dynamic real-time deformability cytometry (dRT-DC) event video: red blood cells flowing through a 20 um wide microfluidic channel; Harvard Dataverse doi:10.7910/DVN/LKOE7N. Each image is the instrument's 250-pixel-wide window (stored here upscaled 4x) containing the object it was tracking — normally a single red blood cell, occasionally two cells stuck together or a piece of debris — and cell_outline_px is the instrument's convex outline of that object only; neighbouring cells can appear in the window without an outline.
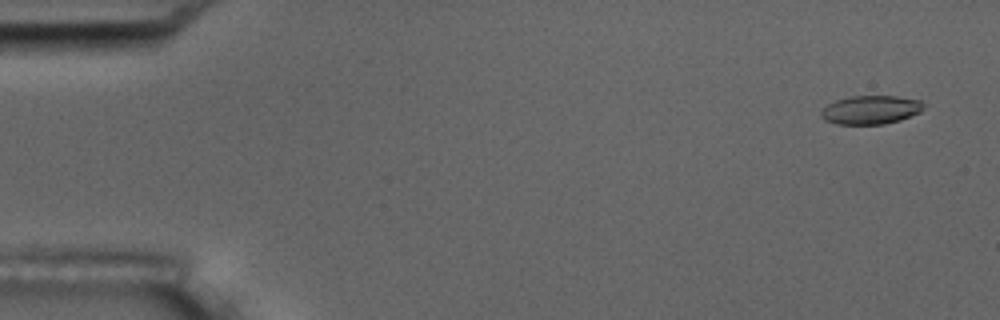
{"species": "common noctule bat (a hibernating species)", "species_latin": "Nyctalus noctula", "temperature_condition": "room temperature", "stored_images_in_passage": 5, "camera_frame_rate_fps": 3000, "um_per_image_px": 0.085, "animal": {"sex": "male", "body_mass_g": 17.5, "forearm_length_mm": 52.3}, "frame": {"image": 1, "passage_image": 1, "time_ms": 0.0, "image_size_px": [1000, 320], "cell_outline_px": [[924, 108], [920, 112], [900, 120], [884, 124], [836, 124], [824, 120], [820, 116], [820, 112], [828, 104], [836, 100], [852, 96], [896, 96], [920, 100], [924, 104]], "centroid_in_image_um": [74.01, 9.34], "position_along_channel_um": 11.0, "area_um2": 17.11}}
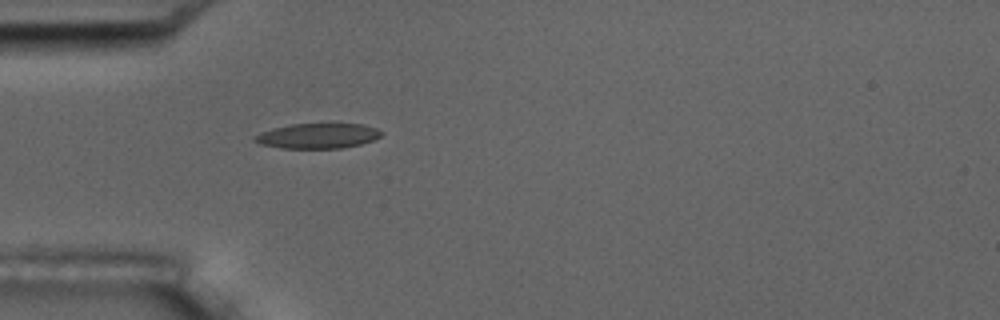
{"frame": {"image": 2, "passage_image": 5, "time_ms": 4.667, "image_size_px": [1000, 320], "cell_outline_px": [[384, 132], [380, 136], [372, 140], [360, 144], [340, 148], [280, 148], [260, 144], [252, 140], [252, 136], [260, 132], [272, 128], [292, 124], [332, 120], [364, 124], [376, 128]], "centroid_in_image_um": [27.02, 11.49], "position_along_channel_um": 58.0, "area_um2": 19.59}}